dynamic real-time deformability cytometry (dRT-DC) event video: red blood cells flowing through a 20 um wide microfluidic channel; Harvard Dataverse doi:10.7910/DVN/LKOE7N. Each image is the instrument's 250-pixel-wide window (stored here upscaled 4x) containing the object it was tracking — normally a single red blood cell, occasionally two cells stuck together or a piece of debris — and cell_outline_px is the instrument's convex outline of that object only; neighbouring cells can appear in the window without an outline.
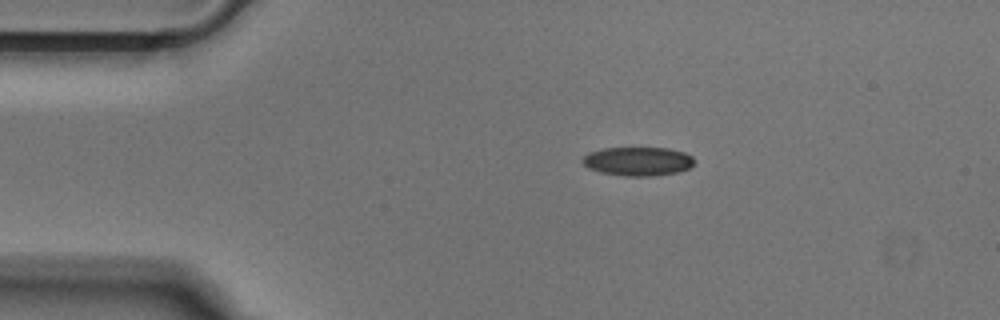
{"species": "Egyptian fruit bat (a non-hibernating species)", "species_latin": "Rousettus aegyptiacus", "temperature_condition": "cold", "stored_images_in_passage": 43, "camera_frame_rate_fps": 3000, "um_per_image_px": 0.085, "animal": {"sex": "male"}, "frame": {"image": 1, "passage_image": 1, "time_ms": 0.0, "image_size_px": [1000, 320], "cell_outline_px": [[692, 164], [688, 168], [680, 172], [656, 176], [624, 176], [600, 172], [588, 168], [580, 160], [588, 152], [604, 148], [668, 148], [684, 152], [692, 156]], "centroid_in_image_um": [54.19, 13.72], "position_along_channel_um": 30.8, "area_um2": 18.84}}
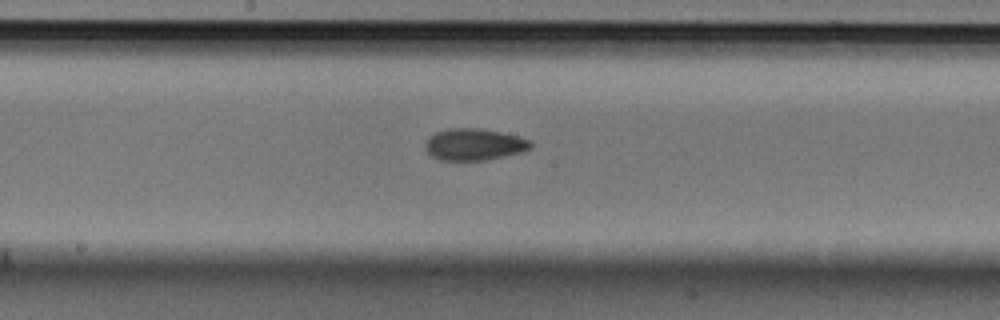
{"frame": {"image": 2, "passage_image": 18, "time_ms": 5.667, "image_size_px": [1000, 320], "cell_outline_px": [[532, 148], [524, 152], [484, 160], [440, 160], [432, 156], [424, 148], [424, 144], [428, 136], [436, 132], [448, 128], [480, 128], [520, 136], [532, 140]], "centroid_in_image_um": [40.32, 12.27], "position_along_channel_um": 207.9, "area_um2": 19.77}}
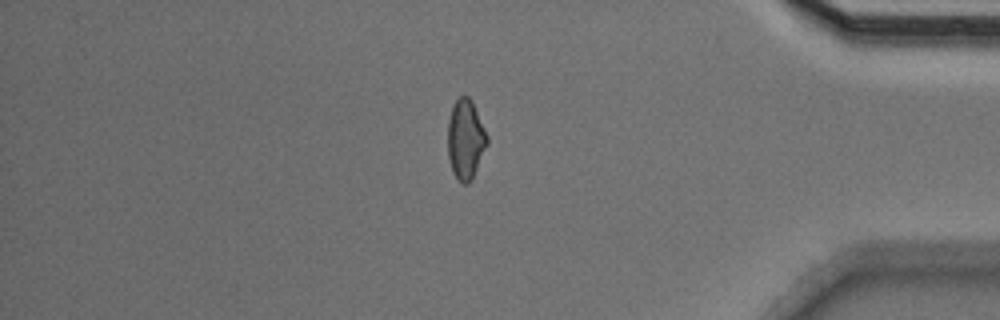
{"frame": {"image": 3, "passage_image": 35, "time_ms": 11.333, "image_size_px": [1000, 320], "cell_outline_px": [[488, 144], [472, 180], [468, 184], [460, 184], [452, 172], [448, 156], [448, 120], [452, 108], [456, 100], [460, 96], [468, 96], [472, 100], [488, 136]], "centroid_in_image_um": [39.58, 11.88], "position_along_channel_um": 395.6, "area_um2": 18.5}}